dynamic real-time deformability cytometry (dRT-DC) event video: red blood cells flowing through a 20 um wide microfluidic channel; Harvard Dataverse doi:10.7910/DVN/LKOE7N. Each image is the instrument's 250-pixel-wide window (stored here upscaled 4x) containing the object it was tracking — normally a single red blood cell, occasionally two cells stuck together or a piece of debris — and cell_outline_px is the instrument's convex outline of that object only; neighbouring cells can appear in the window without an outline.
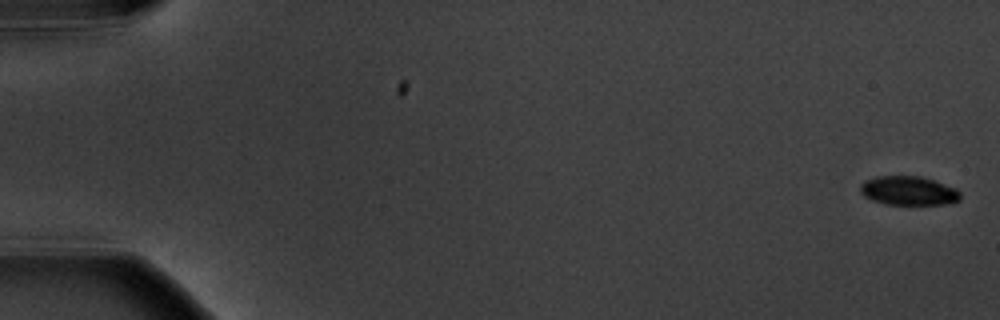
{"species": "common noctule bat (a hibernating species)", "species_latin": "Nyctalus noctula", "temperature_condition": "warm", "stored_images_in_passage": 5, "camera_frame_rate_fps": 3000, "um_per_image_px": 0.085, "animal": {"sex": "male", "body_mass_g": 20.1, "forearm_length_mm": 53.5}, "frame": {"image": 1, "passage_image": 1, "time_ms": 0.0, "image_size_px": [1000, 320], "cell_outline_px": [[960, 200], [944, 204], [884, 204], [872, 200], [864, 196], [860, 192], [860, 184], [864, 180], [876, 176], [920, 176], [956, 188], [960, 192]], "centroid_in_image_um": [77.19, 16.21], "position_along_channel_um": 7.8, "area_um2": 16.88}}